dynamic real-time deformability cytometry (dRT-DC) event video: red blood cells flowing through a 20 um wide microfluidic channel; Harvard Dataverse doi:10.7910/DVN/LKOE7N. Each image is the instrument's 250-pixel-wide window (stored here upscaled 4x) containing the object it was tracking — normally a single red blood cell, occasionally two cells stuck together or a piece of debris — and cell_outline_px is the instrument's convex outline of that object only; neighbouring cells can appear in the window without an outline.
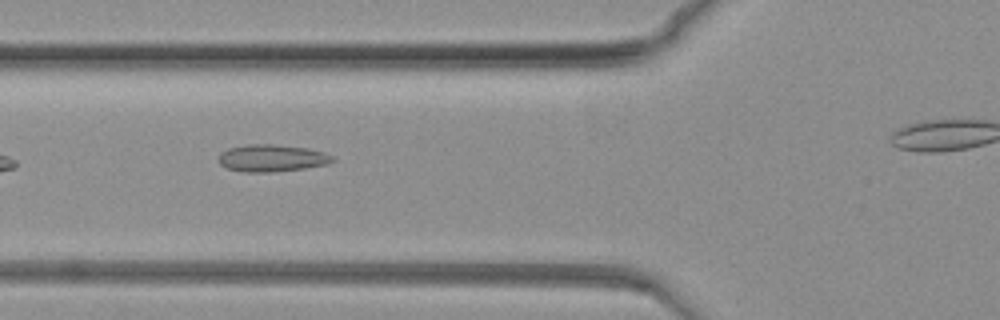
{"species": "common noctule bat (a hibernating species)", "species_latin": "Nyctalus noctula", "temperature_condition": "warm", "stored_images_in_passage": 45, "camera_frame_rate_fps": 3000, "um_per_image_px": 0.085, "animal": {"sex": "female", "body_mass_g": 19.3, "forearm_length_mm": 54.1}, "frame": {"image": 1, "passage_image": 5, "time_ms": 1.333, "image_size_px": [1000, 320], "cell_outline_px": [[336, 160], [324, 164], [304, 168], [272, 172], [244, 172], [228, 168], [220, 164], [220, 152], [228, 148], [248, 144], [276, 144], [308, 148], [324, 152], [332, 156]], "centroid_in_image_um": [23.1, 13.43], "position_along_channel_um": 102.7, "area_um2": 17.92}}
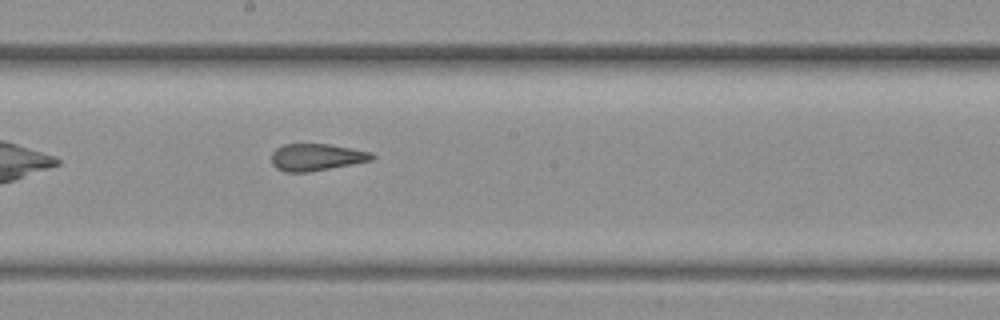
{"frame": {"image": 2, "passage_image": 19, "time_ms": 6.0, "image_size_px": [1000, 320], "cell_outline_px": [[376, 156], [372, 160], [308, 172], [284, 172], [276, 168], [272, 164], [272, 152], [276, 148], [284, 144], [328, 144], [352, 148], [372, 152]], "centroid_in_image_um": [26.88, 13.35], "position_along_channel_um": 221.3, "area_um2": 15.78}}
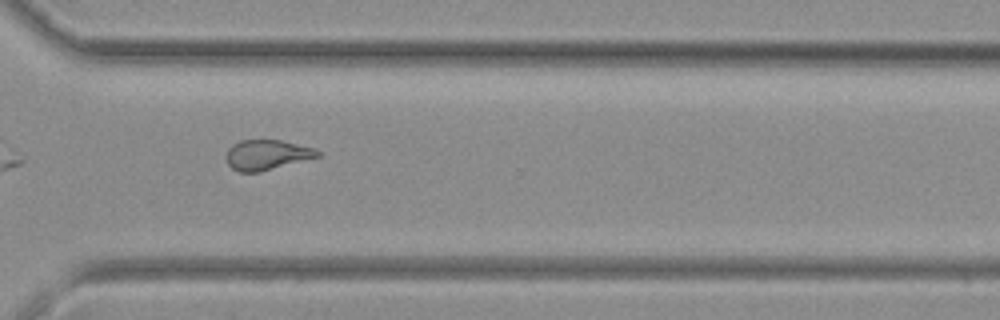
{"frame": {"image": 3, "passage_image": 34, "time_ms": 11.0, "image_size_px": [1000, 320], "cell_outline_px": [[320, 156], [260, 172], [240, 172], [232, 168], [228, 164], [228, 148], [232, 144], [240, 140], [280, 140], [316, 148], [320, 152]], "centroid_in_image_um": [22.7, 13.15], "position_along_channel_um": 347.9, "area_um2": 15.9}}